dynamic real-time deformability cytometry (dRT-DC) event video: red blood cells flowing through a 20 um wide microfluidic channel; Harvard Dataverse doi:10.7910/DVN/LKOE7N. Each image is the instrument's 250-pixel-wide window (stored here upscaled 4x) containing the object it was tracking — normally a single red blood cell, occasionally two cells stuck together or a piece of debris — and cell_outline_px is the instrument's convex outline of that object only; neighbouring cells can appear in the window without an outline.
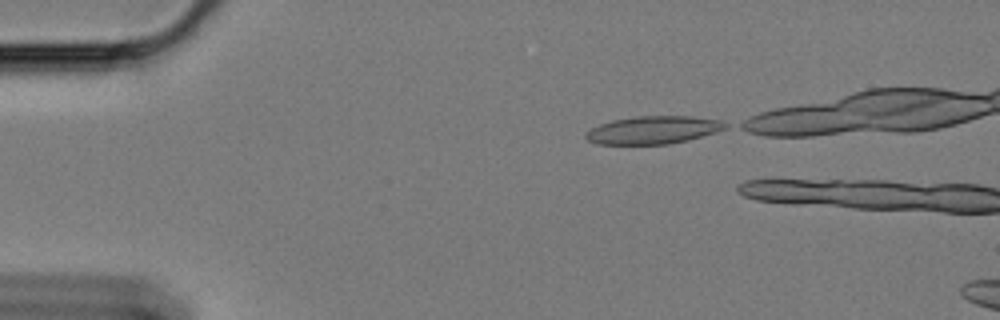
{"species": "Egyptian fruit bat (a non-hibernating species)", "species_latin": "Rousettus aegyptiacus", "temperature_condition": "cold", "stored_images_in_passage": 4, "camera_frame_rate_fps": 3000, "um_per_image_px": 0.085, "animal": {"sex": "female"}, "frame": {"image": 1, "passage_image": 1, "time_ms": 0.0, "image_size_px": [1000, 320], "cell_outline_px": [[728, 128], [688, 140], [668, 144], [596, 144], [588, 140], [584, 136], [584, 132], [600, 124], [612, 120], [636, 116], [692, 116], [720, 120], [728, 124]], "centroid_in_image_um": [55.51, 11.04], "position_along_channel_um": 29.5, "area_um2": 22.66}}